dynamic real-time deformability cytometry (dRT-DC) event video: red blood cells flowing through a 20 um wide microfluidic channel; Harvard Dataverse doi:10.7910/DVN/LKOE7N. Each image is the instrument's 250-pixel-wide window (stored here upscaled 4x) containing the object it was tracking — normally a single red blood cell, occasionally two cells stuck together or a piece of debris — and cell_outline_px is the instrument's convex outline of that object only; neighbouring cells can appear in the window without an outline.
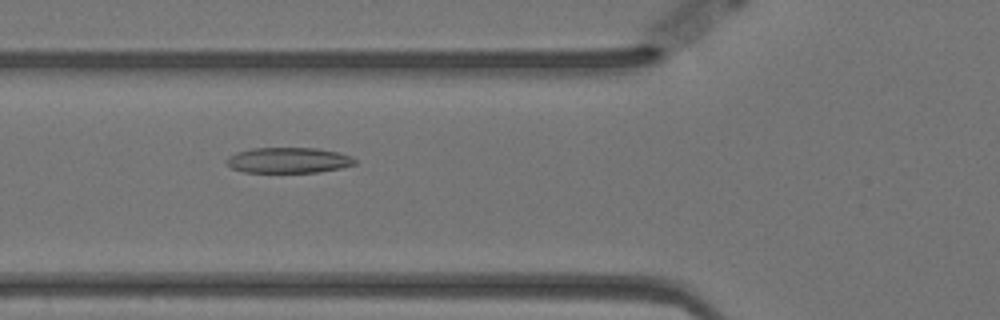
{"species": "Egyptian fruit bat (a non-hibernating species)", "species_latin": "Rousettus aegyptiacus", "temperature_condition": "warm", "stored_images_in_passage": 57, "camera_frame_rate_fps": 3000, "um_per_image_px": 0.085, "animal": {"sex": "female"}, "frame": {"image": 1, "passage_image": 20, "time_ms": 6.333, "image_size_px": [1000, 320], "cell_outline_px": [[356, 164], [340, 168], [320, 172], [244, 172], [232, 168], [224, 160], [228, 156], [236, 152], [252, 148], [316, 148], [336, 152], [352, 156], [356, 160]], "centroid_in_image_um": [24.5, 13.62], "position_along_channel_um": 101.3, "area_um2": 19.13}}
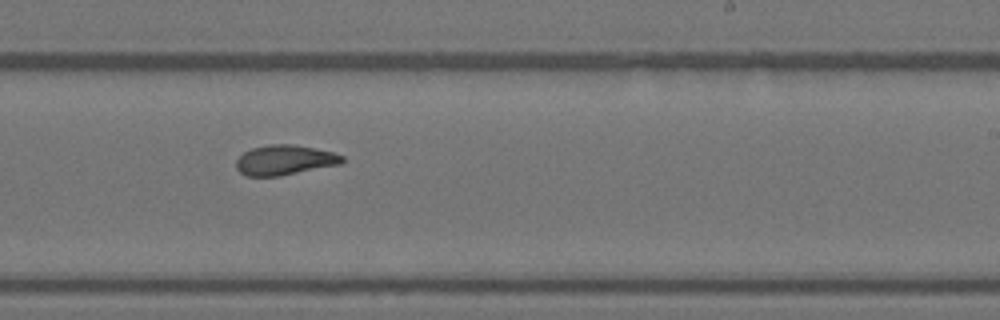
{"frame": {"image": 2, "passage_image": 34, "time_ms": 11.0, "image_size_px": [1000, 320], "cell_outline_px": [[344, 160], [340, 164], [280, 176], [248, 176], [240, 172], [236, 168], [236, 160], [244, 152], [252, 148], [272, 144], [292, 144], [332, 152], [344, 156]], "centroid_in_image_um": [24.18, 13.61], "position_along_channel_um": 264.8, "area_um2": 18.32}}
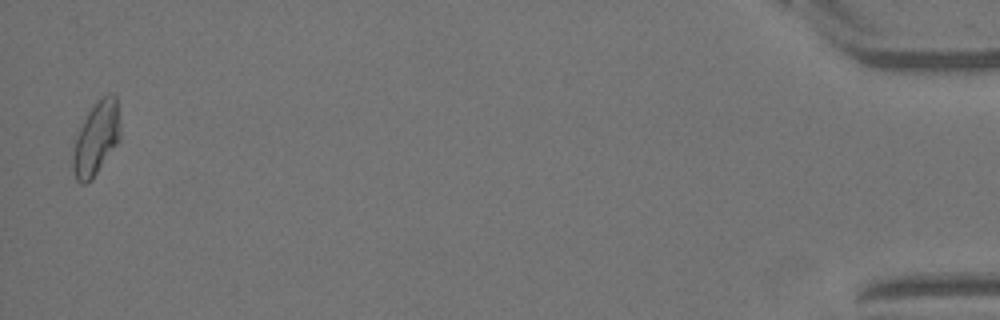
{"frame": {"image": 3, "passage_image": 56, "time_ms": 18.333, "image_size_px": [1000, 320], "cell_outline_px": [[120, 140], [92, 180], [88, 184], [80, 184], [76, 180], [72, 168], [72, 156], [76, 136], [88, 112], [104, 96], [112, 92], [116, 96], [120, 124]], "centroid_in_image_um": [8.18, 11.82], "position_along_channel_um": 427.0, "area_um2": 20.23}, "authors_computed_cell_mechanics": {"area_um2": 18.9006, "velocity_mm_per_s": 3.5069, "shape_relaxation_time_tau1_ms": null, "shape_relaxation_time_tau2_ms": 2.5215, "deformation_change_tau1": null, "deformation_change_tau2": 0.089}}